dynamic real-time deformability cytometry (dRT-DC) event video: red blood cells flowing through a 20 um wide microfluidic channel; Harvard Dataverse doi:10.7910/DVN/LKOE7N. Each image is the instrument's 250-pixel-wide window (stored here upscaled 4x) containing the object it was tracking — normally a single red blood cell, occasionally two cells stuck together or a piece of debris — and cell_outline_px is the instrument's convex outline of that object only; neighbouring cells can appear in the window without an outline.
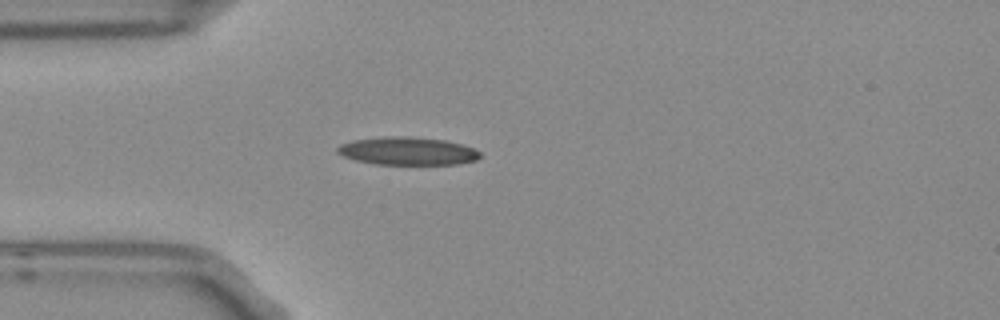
{"species": "Egyptian fruit bat (a non-hibernating species)", "species_latin": "Rousettus aegyptiacus", "temperature_condition": "room temperature", "stored_images_in_passage": 3, "camera_frame_rate_fps": 3000, "um_per_image_px": 0.085, "frame": {"image": 1, "passage_image": 3, "time_ms": 0.667, "image_size_px": [1000, 320], "cell_outline_px": [[480, 156], [476, 160], [456, 164], [376, 164], [356, 160], [344, 156], [336, 152], [336, 148], [340, 144], [352, 140], [380, 136], [412, 136], [444, 140], [460, 144], [472, 148], [480, 152]], "centroid_in_image_um": [34.59, 12.82], "position_along_channel_um": 50.4, "area_um2": 23.24}}